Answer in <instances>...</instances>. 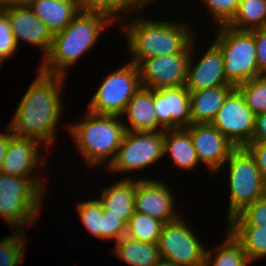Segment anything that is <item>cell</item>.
I'll list each match as a JSON object with an SVG mask.
<instances>
[{"label":"cell","mask_w":266,"mask_h":266,"mask_svg":"<svg viewBox=\"0 0 266 266\" xmlns=\"http://www.w3.org/2000/svg\"><path fill=\"white\" fill-rule=\"evenodd\" d=\"M36 77L21 98L8 127L15 136L36 139L47 147L54 143L56 126L62 117L65 77L39 69Z\"/></svg>","instance_id":"cell-1"},{"label":"cell","mask_w":266,"mask_h":266,"mask_svg":"<svg viewBox=\"0 0 266 266\" xmlns=\"http://www.w3.org/2000/svg\"><path fill=\"white\" fill-rule=\"evenodd\" d=\"M110 25L113 22L105 15L80 11L64 30L53 34L51 48L38 69L66 77V69L91 50Z\"/></svg>","instance_id":"cell-2"},{"label":"cell","mask_w":266,"mask_h":266,"mask_svg":"<svg viewBox=\"0 0 266 266\" xmlns=\"http://www.w3.org/2000/svg\"><path fill=\"white\" fill-rule=\"evenodd\" d=\"M141 17L138 15L129 23L122 21L120 26L133 56L129 62L135 65L150 57L181 53L195 39L187 23Z\"/></svg>","instance_id":"cell-3"},{"label":"cell","mask_w":266,"mask_h":266,"mask_svg":"<svg viewBox=\"0 0 266 266\" xmlns=\"http://www.w3.org/2000/svg\"><path fill=\"white\" fill-rule=\"evenodd\" d=\"M83 121L66 125L88 167L106 163L108 168L115 160L126 133L120 116L94 114L88 110ZM107 161V162H105Z\"/></svg>","instance_id":"cell-4"},{"label":"cell","mask_w":266,"mask_h":266,"mask_svg":"<svg viewBox=\"0 0 266 266\" xmlns=\"http://www.w3.org/2000/svg\"><path fill=\"white\" fill-rule=\"evenodd\" d=\"M0 172V216L12 229L25 231L37 221L45 191L43 180Z\"/></svg>","instance_id":"cell-5"},{"label":"cell","mask_w":266,"mask_h":266,"mask_svg":"<svg viewBox=\"0 0 266 266\" xmlns=\"http://www.w3.org/2000/svg\"><path fill=\"white\" fill-rule=\"evenodd\" d=\"M215 41L221 51L226 79L234 86L261 76L259 72L254 30H236L227 25L217 27Z\"/></svg>","instance_id":"cell-6"},{"label":"cell","mask_w":266,"mask_h":266,"mask_svg":"<svg viewBox=\"0 0 266 266\" xmlns=\"http://www.w3.org/2000/svg\"><path fill=\"white\" fill-rule=\"evenodd\" d=\"M229 167L230 203L227 222L246 207L266 196V183L255 158L245 148H236L226 160Z\"/></svg>","instance_id":"cell-7"},{"label":"cell","mask_w":266,"mask_h":266,"mask_svg":"<svg viewBox=\"0 0 266 266\" xmlns=\"http://www.w3.org/2000/svg\"><path fill=\"white\" fill-rule=\"evenodd\" d=\"M141 88L137 66L129 62L107 74L89 102L88 111L122 116L128 102Z\"/></svg>","instance_id":"cell-8"},{"label":"cell","mask_w":266,"mask_h":266,"mask_svg":"<svg viewBox=\"0 0 266 266\" xmlns=\"http://www.w3.org/2000/svg\"><path fill=\"white\" fill-rule=\"evenodd\" d=\"M163 149L164 131H126L115 160L105 169L112 173L140 171L164 157Z\"/></svg>","instance_id":"cell-9"},{"label":"cell","mask_w":266,"mask_h":266,"mask_svg":"<svg viewBox=\"0 0 266 266\" xmlns=\"http://www.w3.org/2000/svg\"><path fill=\"white\" fill-rule=\"evenodd\" d=\"M157 247L162 259L182 266H204L206 248L182 218L164 224Z\"/></svg>","instance_id":"cell-10"},{"label":"cell","mask_w":266,"mask_h":266,"mask_svg":"<svg viewBox=\"0 0 266 266\" xmlns=\"http://www.w3.org/2000/svg\"><path fill=\"white\" fill-rule=\"evenodd\" d=\"M190 52L191 43L181 53L154 56L140 61L136 66L141 86L153 90L184 86Z\"/></svg>","instance_id":"cell-11"},{"label":"cell","mask_w":266,"mask_h":266,"mask_svg":"<svg viewBox=\"0 0 266 266\" xmlns=\"http://www.w3.org/2000/svg\"><path fill=\"white\" fill-rule=\"evenodd\" d=\"M255 114L235 88L225 99L211 124L236 148L246 147L252 141Z\"/></svg>","instance_id":"cell-12"},{"label":"cell","mask_w":266,"mask_h":266,"mask_svg":"<svg viewBox=\"0 0 266 266\" xmlns=\"http://www.w3.org/2000/svg\"><path fill=\"white\" fill-rule=\"evenodd\" d=\"M174 202V194L168 188L166 182L152 180V178L136 180L135 212L168 223L182 217L180 213L175 211Z\"/></svg>","instance_id":"cell-13"},{"label":"cell","mask_w":266,"mask_h":266,"mask_svg":"<svg viewBox=\"0 0 266 266\" xmlns=\"http://www.w3.org/2000/svg\"><path fill=\"white\" fill-rule=\"evenodd\" d=\"M191 135L197 158L212 173L217 172L236 149L211 123L191 124L185 128Z\"/></svg>","instance_id":"cell-14"},{"label":"cell","mask_w":266,"mask_h":266,"mask_svg":"<svg viewBox=\"0 0 266 266\" xmlns=\"http://www.w3.org/2000/svg\"><path fill=\"white\" fill-rule=\"evenodd\" d=\"M195 40L191 41V52L187 67L185 87L189 92L223 85H232L225 76L224 60L220 49L212 43L205 54L194 62ZM193 49V50H192Z\"/></svg>","instance_id":"cell-15"},{"label":"cell","mask_w":266,"mask_h":266,"mask_svg":"<svg viewBox=\"0 0 266 266\" xmlns=\"http://www.w3.org/2000/svg\"><path fill=\"white\" fill-rule=\"evenodd\" d=\"M154 109L158 123L165 130L191 125L190 93L185 85L154 90Z\"/></svg>","instance_id":"cell-16"},{"label":"cell","mask_w":266,"mask_h":266,"mask_svg":"<svg viewBox=\"0 0 266 266\" xmlns=\"http://www.w3.org/2000/svg\"><path fill=\"white\" fill-rule=\"evenodd\" d=\"M40 143L33 138L13 135L9 141L0 172L14 177H31L38 169L37 166H40L41 169L46 167L44 164L46 161H43L40 155Z\"/></svg>","instance_id":"cell-17"},{"label":"cell","mask_w":266,"mask_h":266,"mask_svg":"<svg viewBox=\"0 0 266 266\" xmlns=\"http://www.w3.org/2000/svg\"><path fill=\"white\" fill-rule=\"evenodd\" d=\"M8 15L17 46L25 41L41 48L45 57L52 45L53 34L28 6L3 9Z\"/></svg>","instance_id":"cell-18"},{"label":"cell","mask_w":266,"mask_h":266,"mask_svg":"<svg viewBox=\"0 0 266 266\" xmlns=\"http://www.w3.org/2000/svg\"><path fill=\"white\" fill-rule=\"evenodd\" d=\"M124 115H127L126 119L130 122V126L123 122L127 132L165 131L155 114L153 89L141 86L128 102L121 118Z\"/></svg>","instance_id":"cell-19"},{"label":"cell","mask_w":266,"mask_h":266,"mask_svg":"<svg viewBox=\"0 0 266 266\" xmlns=\"http://www.w3.org/2000/svg\"><path fill=\"white\" fill-rule=\"evenodd\" d=\"M28 7L55 34L80 12L77 0H31Z\"/></svg>","instance_id":"cell-20"},{"label":"cell","mask_w":266,"mask_h":266,"mask_svg":"<svg viewBox=\"0 0 266 266\" xmlns=\"http://www.w3.org/2000/svg\"><path fill=\"white\" fill-rule=\"evenodd\" d=\"M234 89L233 85H223L189 92L191 124L211 123Z\"/></svg>","instance_id":"cell-21"},{"label":"cell","mask_w":266,"mask_h":266,"mask_svg":"<svg viewBox=\"0 0 266 266\" xmlns=\"http://www.w3.org/2000/svg\"><path fill=\"white\" fill-rule=\"evenodd\" d=\"M136 179L126 177L113 183L101 192L99 201L103 210L110 211V214L121 216L128 223L135 212Z\"/></svg>","instance_id":"cell-22"},{"label":"cell","mask_w":266,"mask_h":266,"mask_svg":"<svg viewBox=\"0 0 266 266\" xmlns=\"http://www.w3.org/2000/svg\"><path fill=\"white\" fill-rule=\"evenodd\" d=\"M164 156L168 153L178 169L190 171L200 163L190 133L185 128L164 131Z\"/></svg>","instance_id":"cell-23"},{"label":"cell","mask_w":266,"mask_h":266,"mask_svg":"<svg viewBox=\"0 0 266 266\" xmlns=\"http://www.w3.org/2000/svg\"><path fill=\"white\" fill-rule=\"evenodd\" d=\"M114 244L115 256L130 266H155L161 259L157 243H144L124 235Z\"/></svg>","instance_id":"cell-24"},{"label":"cell","mask_w":266,"mask_h":266,"mask_svg":"<svg viewBox=\"0 0 266 266\" xmlns=\"http://www.w3.org/2000/svg\"><path fill=\"white\" fill-rule=\"evenodd\" d=\"M252 263L266 257V228L259 226H227Z\"/></svg>","instance_id":"cell-25"},{"label":"cell","mask_w":266,"mask_h":266,"mask_svg":"<svg viewBox=\"0 0 266 266\" xmlns=\"http://www.w3.org/2000/svg\"><path fill=\"white\" fill-rule=\"evenodd\" d=\"M226 237L222 244L218 245L213 253L206 248L204 266H248L251 264L242 246L226 231Z\"/></svg>","instance_id":"cell-26"},{"label":"cell","mask_w":266,"mask_h":266,"mask_svg":"<svg viewBox=\"0 0 266 266\" xmlns=\"http://www.w3.org/2000/svg\"><path fill=\"white\" fill-rule=\"evenodd\" d=\"M227 26L249 31L265 27L266 0H240L235 17Z\"/></svg>","instance_id":"cell-27"},{"label":"cell","mask_w":266,"mask_h":266,"mask_svg":"<svg viewBox=\"0 0 266 266\" xmlns=\"http://www.w3.org/2000/svg\"><path fill=\"white\" fill-rule=\"evenodd\" d=\"M164 222L146 214L134 212L127 223L126 236L144 243H157Z\"/></svg>","instance_id":"cell-28"},{"label":"cell","mask_w":266,"mask_h":266,"mask_svg":"<svg viewBox=\"0 0 266 266\" xmlns=\"http://www.w3.org/2000/svg\"><path fill=\"white\" fill-rule=\"evenodd\" d=\"M77 4L80 11L105 15L113 23L116 19H120L121 23L122 19L119 17L123 16V12L140 11L133 0H77Z\"/></svg>","instance_id":"cell-29"},{"label":"cell","mask_w":266,"mask_h":266,"mask_svg":"<svg viewBox=\"0 0 266 266\" xmlns=\"http://www.w3.org/2000/svg\"><path fill=\"white\" fill-rule=\"evenodd\" d=\"M244 97L245 103L255 114L266 112V76L261 75L235 87Z\"/></svg>","instance_id":"cell-30"},{"label":"cell","mask_w":266,"mask_h":266,"mask_svg":"<svg viewBox=\"0 0 266 266\" xmlns=\"http://www.w3.org/2000/svg\"><path fill=\"white\" fill-rule=\"evenodd\" d=\"M25 232L16 230L0 240V266H18L25 257Z\"/></svg>","instance_id":"cell-31"},{"label":"cell","mask_w":266,"mask_h":266,"mask_svg":"<svg viewBox=\"0 0 266 266\" xmlns=\"http://www.w3.org/2000/svg\"><path fill=\"white\" fill-rule=\"evenodd\" d=\"M81 222L84 227L94 235V237L101 238V216L102 204L99 199L82 201L76 206Z\"/></svg>","instance_id":"cell-32"},{"label":"cell","mask_w":266,"mask_h":266,"mask_svg":"<svg viewBox=\"0 0 266 266\" xmlns=\"http://www.w3.org/2000/svg\"><path fill=\"white\" fill-rule=\"evenodd\" d=\"M227 226H259L266 228V196L246 207L227 222Z\"/></svg>","instance_id":"cell-33"},{"label":"cell","mask_w":266,"mask_h":266,"mask_svg":"<svg viewBox=\"0 0 266 266\" xmlns=\"http://www.w3.org/2000/svg\"><path fill=\"white\" fill-rule=\"evenodd\" d=\"M219 26L228 25L235 17L240 0H202Z\"/></svg>","instance_id":"cell-34"},{"label":"cell","mask_w":266,"mask_h":266,"mask_svg":"<svg viewBox=\"0 0 266 266\" xmlns=\"http://www.w3.org/2000/svg\"><path fill=\"white\" fill-rule=\"evenodd\" d=\"M127 223L121 216L110 214V211L102 210L101 216V239L117 242L126 234ZM110 239V240H109Z\"/></svg>","instance_id":"cell-35"},{"label":"cell","mask_w":266,"mask_h":266,"mask_svg":"<svg viewBox=\"0 0 266 266\" xmlns=\"http://www.w3.org/2000/svg\"><path fill=\"white\" fill-rule=\"evenodd\" d=\"M17 48L8 15L0 10V61L11 58Z\"/></svg>","instance_id":"cell-36"},{"label":"cell","mask_w":266,"mask_h":266,"mask_svg":"<svg viewBox=\"0 0 266 266\" xmlns=\"http://www.w3.org/2000/svg\"><path fill=\"white\" fill-rule=\"evenodd\" d=\"M254 41L259 72L264 75L266 73V26L254 29Z\"/></svg>","instance_id":"cell-37"},{"label":"cell","mask_w":266,"mask_h":266,"mask_svg":"<svg viewBox=\"0 0 266 266\" xmlns=\"http://www.w3.org/2000/svg\"><path fill=\"white\" fill-rule=\"evenodd\" d=\"M245 148L255 158L266 183V142H251Z\"/></svg>","instance_id":"cell-38"},{"label":"cell","mask_w":266,"mask_h":266,"mask_svg":"<svg viewBox=\"0 0 266 266\" xmlns=\"http://www.w3.org/2000/svg\"><path fill=\"white\" fill-rule=\"evenodd\" d=\"M251 142H266V112L255 116V127Z\"/></svg>","instance_id":"cell-39"},{"label":"cell","mask_w":266,"mask_h":266,"mask_svg":"<svg viewBox=\"0 0 266 266\" xmlns=\"http://www.w3.org/2000/svg\"><path fill=\"white\" fill-rule=\"evenodd\" d=\"M5 133H0V171L5 158L6 150L11 137L14 135L9 127L5 130Z\"/></svg>","instance_id":"cell-40"},{"label":"cell","mask_w":266,"mask_h":266,"mask_svg":"<svg viewBox=\"0 0 266 266\" xmlns=\"http://www.w3.org/2000/svg\"><path fill=\"white\" fill-rule=\"evenodd\" d=\"M31 0H0V10L10 7L28 6Z\"/></svg>","instance_id":"cell-41"},{"label":"cell","mask_w":266,"mask_h":266,"mask_svg":"<svg viewBox=\"0 0 266 266\" xmlns=\"http://www.w3.org/2000/svg\"><path fill=\"white\" fill-rule=\"evenodd\" d=\"M134 3L142 10V7H146L148 4H152V2H156V0H133ZM158 1V0H157Z\"/></svg>","instance_id":"cell-42"},{"label":"cell","mask_w":266,"mask_h":266,"mask_svg":"<svg viewBox=\"0 0 266 266\" xmlns=\"http://www.w3.org/2000/svg\"><path fill=\"white\" fill-rule=\"evenodd\" d=\"M155 266H182V265L161 258Z\"/></svg>","instance_id":"cell-43"}]
</instances>
